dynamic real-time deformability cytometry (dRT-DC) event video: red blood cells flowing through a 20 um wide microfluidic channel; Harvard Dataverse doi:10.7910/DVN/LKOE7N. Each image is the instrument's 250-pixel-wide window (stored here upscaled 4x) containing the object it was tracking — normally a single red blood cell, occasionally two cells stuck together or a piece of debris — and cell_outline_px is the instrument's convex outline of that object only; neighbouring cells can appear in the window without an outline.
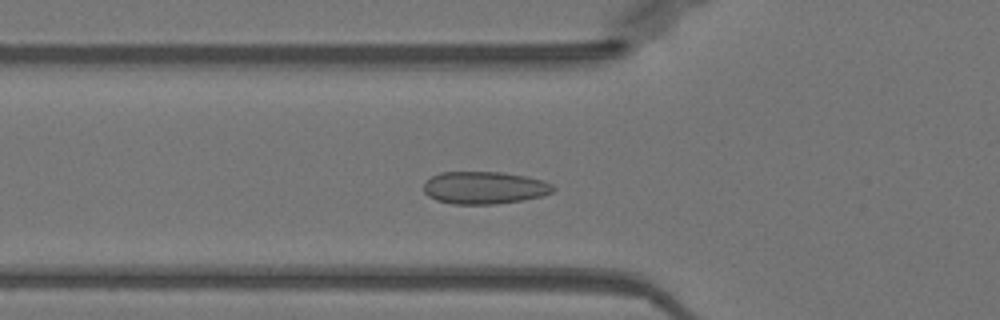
{"species": "Egyptian fruit bat (a non-hibernating species)", "species_latin": "Rousettus aegyptiacus", "temperature_condition": "warm", "stored_images_in_passage": 49, "camera_frame_rate_fps": 3000, "um_per_image_px": 0.085, "animal": {"sex": "female"}, "frame": {"image": 1, "passage_image": 16, "time_ms": 5.0, "image_size_px": [1000, 320], "cell_outline_px": [[556, 188], [552, 192], [540, 196], [524, 200], [496, 204], [452, 204], [436, 200], [428, 196], [424, 192], [424, 184], [432, 176], [440, 172], [500, 172], [528, 176], [544, 180], [552, 184]], "centroid_in_image_um": [41.19, 15.96], "position_along_channel_um": 84.6, "area_um2": 24.62}}
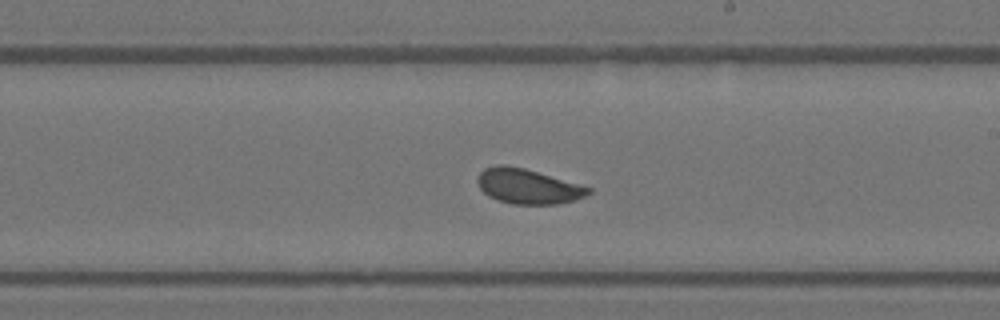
{"frame": {"image": 2, "passage_image": 28, "time_ms": 9.0, "image_size_px": [1000, 320], "cell_outline_px": [[592, 192], [584, 196], [572, 200], [556, 204], [512, 204], [496, 200], [488, 196], [480, 188], [476, 180], [480, 172], [484, 168], [496, 164], [504, 164], [524, 168], [592, 188]], "centroid_in_image_um": [44.82, 15.83], "position_along_channel_um": 244.2, "area_um2": 22.48}}
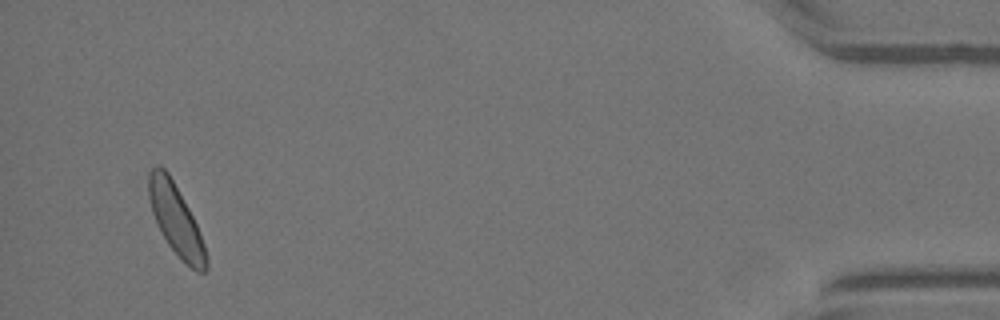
{"frame": {"image": 3, "passage_image": 47, "time_ms": 15.333, "image_size_px": [1000, 320], "cell_outline_px": [[208, 268], [204, 272], [196, 272], [168, 244], [152, 212], [148, 196], [148, 172], [156, 164], [160, 164], [168, 172], [188, 208], [196, 224], [204, 244], [208, 260]], "centroid_in_image_um": [14.94, 18.63], "position_along_channel_um": 420.3, "area_um2": 23.06}, "authors_computed_cell_mechanics": {"area_um2": 23.0622, "velocity_mm_per_s": 3.9731, "shape_relaxation_time_tau1_ms": 3.2465, "shape_relaxation_time_tau2_ms": null, "deformation_change_tau1": 0.0777, "deformation_change_tau2": null}}